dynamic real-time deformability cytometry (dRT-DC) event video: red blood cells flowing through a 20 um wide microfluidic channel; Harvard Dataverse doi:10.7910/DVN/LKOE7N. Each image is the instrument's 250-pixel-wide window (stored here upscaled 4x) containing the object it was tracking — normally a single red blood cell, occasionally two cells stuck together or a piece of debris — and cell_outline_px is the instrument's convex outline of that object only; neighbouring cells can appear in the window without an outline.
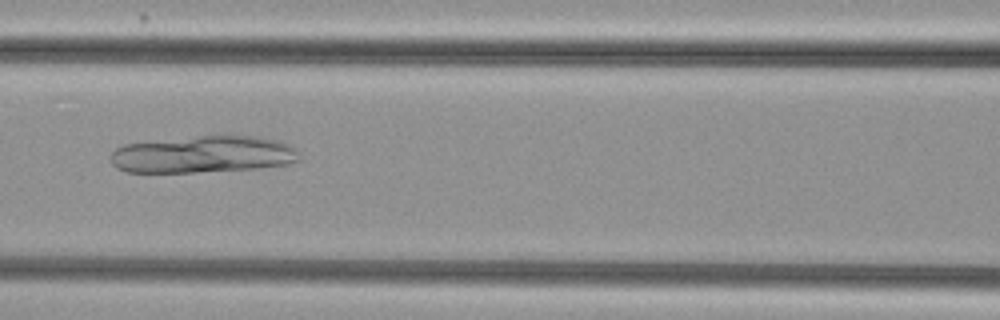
{"species": "common noctule bat (a hibernating species)", "species_latin": "Nyctalus noctula", "temperature_condition": "cold", "stored_images_in_passage": 36, "camera_frame_rate_fps": 3000, "um_per_image_px": 0.085, "animal": {"sex": "female", "body_mass_g": 29.2, "forearm_length_mm": 56.3}, "frame": {"image": 1, "passage_image": 11, "time_ms": 3.333, "image_size_px": [1000, 320], "cell_outline_px": [[300, 160], [288, 164], [260, 168], [196, 172], [128, 172], [116, 168], [112, 164], [108, 156], [116, 148], [124, 144], [200, 136], [260, 136], [280, 140], [296, 148], [300, 152]], "centroid_in_image_um": [17.3, 13.13], "position_along_channel_um": 149.3, "area_um2": 40.92}}
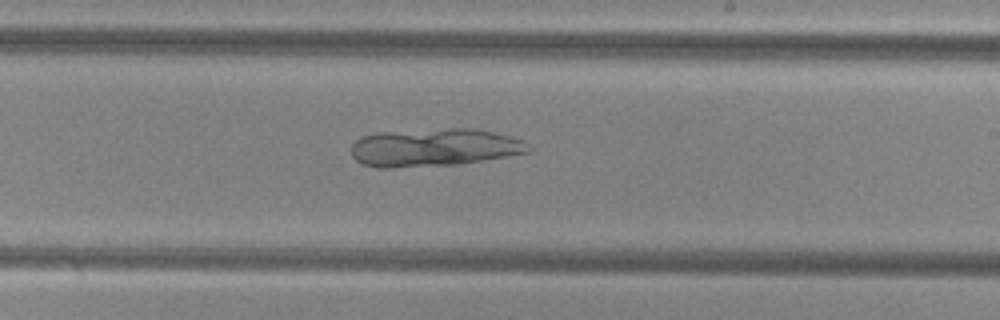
{"frame": {"image": 2, "passage_image": 19, "time_ms": 6.0, "image_size_px": [1000, 320], "cell_outline_px": [[532, 152], [456, 164], [392, 168], [376, 168], [364, 164], [356, 160], [352, 156], [352, 144], [360, 136], [376, 132], [452, 128], [476, 128], [508, 136], [520, 140], [532, 148]], "centroid_in_image_um": [36.86, 12.53], "position_along_channel_um": 252.1, "area_um2": 39.13}}
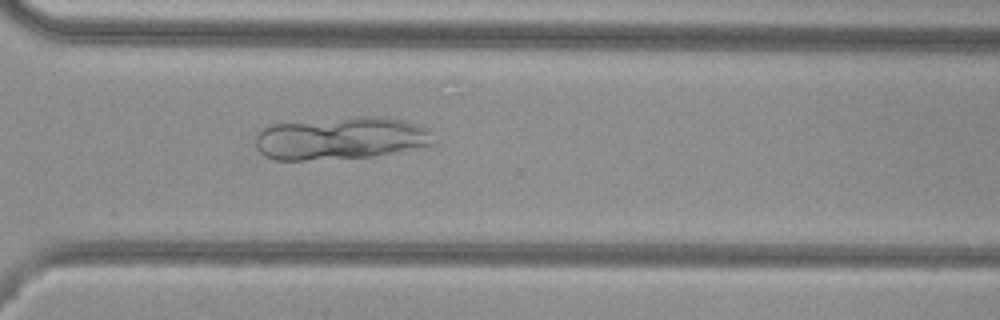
{"frame": {"image": 3, "passage_image": 26, "time_ms": 8.333, "image_size_px": [1000, 320], "cell_outline_px": [[440, 140], [436, 144], [372, 156], [304, 160], [276, 160], [264, 156], [256, 148], [256, 132], [260, 128], [272, 124], [352, 116], [384, 116], [404, 120], [420, 124], [428, 128]], "centroid_in_image_um": [29.02, 11.73], "position_along_channel_um": 341.6, "area_um2": 45.03}}